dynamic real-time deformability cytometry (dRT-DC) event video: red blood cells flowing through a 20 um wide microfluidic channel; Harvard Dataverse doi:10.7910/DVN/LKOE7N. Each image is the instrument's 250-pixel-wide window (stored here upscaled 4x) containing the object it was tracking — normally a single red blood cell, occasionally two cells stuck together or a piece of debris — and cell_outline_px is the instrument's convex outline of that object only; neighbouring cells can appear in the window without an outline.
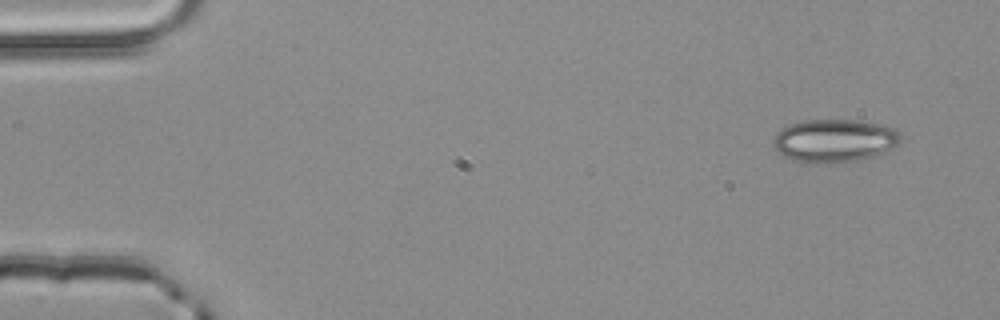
{"species": "common noctule bat (a hibernating species)", "species_latin": "Nyctalus noctula", "temperature_condition": "room temperature", "stored_images_in_passage": 3, "camera_frame_rate_fps": 3000, "um_per_image_px": 0.085, "animal": {"sex": "male", "body_mass_g": 20.4}, "frame": {"image": 1, "passage_image": 1, "time_ms": 0.0, "image_size_px": [1000, 320], "cell_outline_px": [[900, 140], [892, 148], [884, 152], [872, 156], [856, 160], [796, 160], [784, 156], [772, 144], [780, 128], [788, 124], [804, 120], [856, 120], [880, 124], [892, 128], [900, 136]], "centroid_in_image_um": [70.92, 11.89], "position_along_channel_um": 14.1, "area_um2": 30.63}}